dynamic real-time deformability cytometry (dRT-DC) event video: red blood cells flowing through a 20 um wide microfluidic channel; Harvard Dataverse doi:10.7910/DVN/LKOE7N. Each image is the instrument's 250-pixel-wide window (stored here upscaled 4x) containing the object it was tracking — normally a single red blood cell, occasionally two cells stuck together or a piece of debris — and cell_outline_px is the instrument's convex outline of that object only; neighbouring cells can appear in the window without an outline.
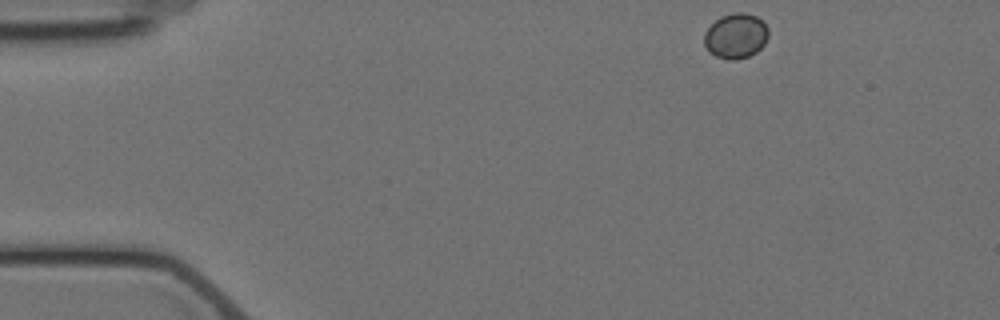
{"species": "Egyptian fruit bat (a non-hibernating species)", "species_latin": "Rousettus aegyptiacus", "temperature_condition": "cold", "stored_images_in_passage": 6, "camera_frame_rate_fps": 3000, "um_per_image_px": 0.085, "animal": {"sex": "female"}, "frame": {"image": 1, "passage_image": 1, "time_ms": 0.0, "image_size_px": [1000, 320], "cell_outline_px": [[768, 36], [764, 44], [756, 52], [748, 56], [716, 56], [708, 52], [704, 44], [704, 32], [720, 16], [736, 12], [744, 12], [756, 16], [768, 28]], "centroid_in_image_um": [62.53, 2.99], "position_along_channel_um": 22.5, "area_um2": 16.3}}
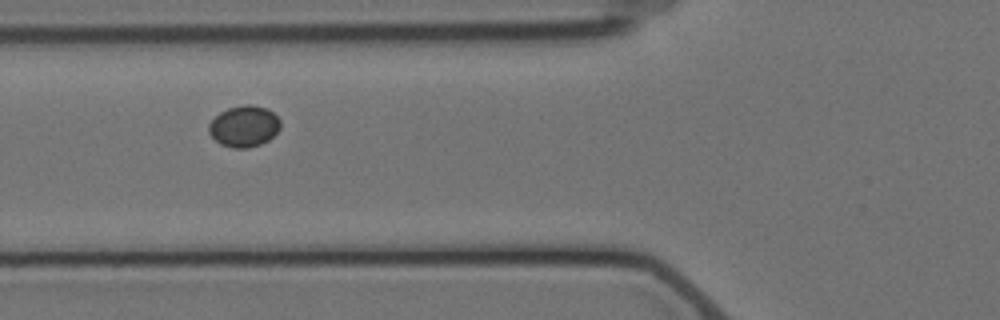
{"frame": {"image": 2, "passage_image": 5, "time_ms": 4.667, "image_size_px": [1000, 320], "cell_outline_px": [[280, 128], [268, 140], [260, 144], [248, 148], [232, 148], [220, 144], [208, 132], [208, 124], [220, 112], [228, 108], [244, 104], [252, 104], [268, 108], [280, 120]], "centroid_in_image_um": [20.74, 10.72], "position_along_channel_um": 105.1, "area_um2": 17.22}}
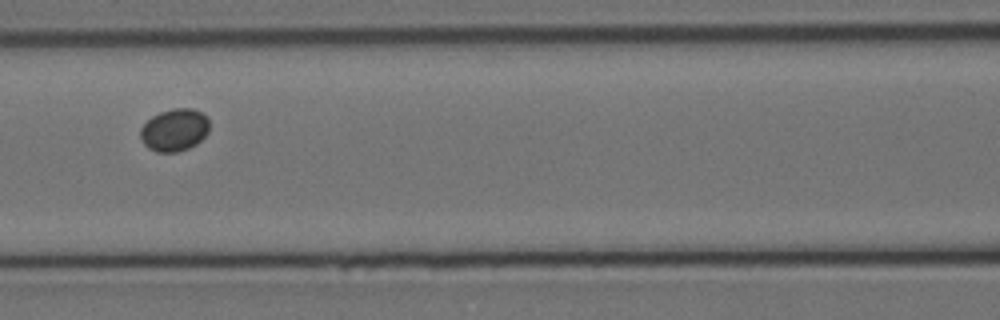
{"frame": {"image": 3, "passage_image": 6, "time_ms": 6.0, "image_size_px": [1000, 320], "cell_outline_px": [[208, 132], [196, 144], [188, 148], [176, 152], [156, 152], [148, 148], [144, 144], [140, 136], [140, 128], [152, 116], [160, 112], [172, 108], [192, 108], [208, 116]], "centroid_in_image_um": [14.82, 11.04], "position_along_channel_um": 151.8, "area_um2": 17.05}}